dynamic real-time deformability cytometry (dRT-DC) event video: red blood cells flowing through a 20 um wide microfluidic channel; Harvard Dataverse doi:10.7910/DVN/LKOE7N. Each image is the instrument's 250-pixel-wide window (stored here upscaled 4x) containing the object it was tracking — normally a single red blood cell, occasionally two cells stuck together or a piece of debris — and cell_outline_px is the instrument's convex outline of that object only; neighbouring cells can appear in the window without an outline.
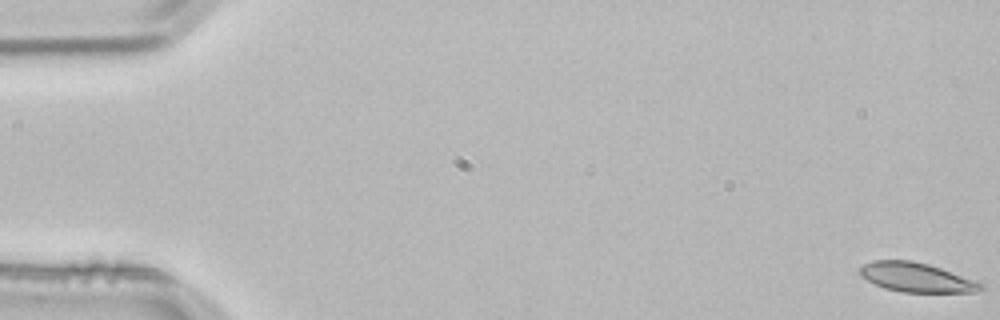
{"species": "common noctule bat (a hibernating species)", "species_latin": "Nyctalus noctula", "temperature_condition": "room temperature", "stored_images_in_passage": 4, "camera_frame_rate_fps": 3000, "um_per_image_px": 0.085, "animal": {"sex": "male", "body_mass_g": 21.5, "forearm_length_mm": 52.0}, "frame": {"image": 1, "passage_image": 1, "time_ms": 0.0, "image_size_px": [1000, 320], "cell_outline_px": [[984, 288], [976, 292], [904, 292], [884, 288], [860, 276], [860, 268], [864, 264], [872, 260], [912, 260], [928, 264], [940, 268], [984, 284]], "centroid_in_image_um": [77.87, 23.57], "position_along_channel_um": 7.1, "area_um2": 20.4}}
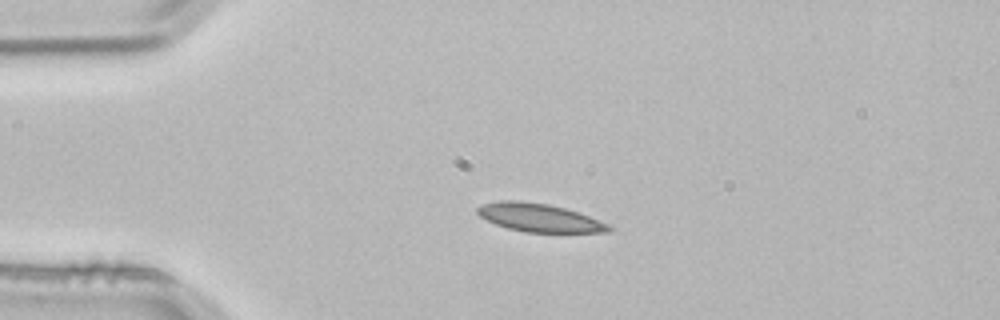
{"frame": {"image": 2, "passage_image": 3, "time_ms": 0.667, "image_size_px": [1000, 320], "cell_outline_px": [[612, 228], [608, 232], [524, 232], [508, 228], [496, 224], [480, 216], [476, 212], [476, 208], [480, 204], [500, 200], [520, 200], [548, 204], [564, 208], [588, 216], [608, 224]], "centroid_in_image_um": [45.78, 18.49], "position_along_channel_um": 39.2, "area_um2": 21.44}}
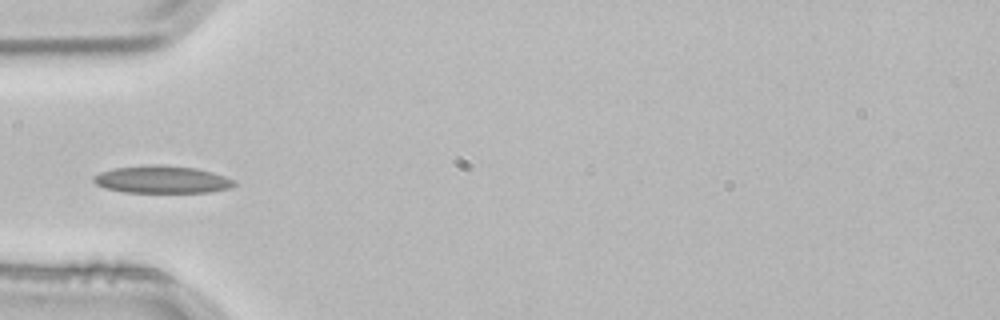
{"frame": {"image": 3, "passage_image": 4, "time_ms": 1.0, "image_size_px": [1000, 320], "cell_outline_px": [[236, 184], [232, 188], [208, 192], [124, 192], [104, 188], [96, 184], [92, 180], [92, 176], [100, 172], [112, 168], [144, 164], [164, 164], [196, 168], [212, 172], [236, 180]], "centroid_in_image_um": [13.75, 15.24], "position_along_channel_um": 71.3, "area_um2": 22.89}}